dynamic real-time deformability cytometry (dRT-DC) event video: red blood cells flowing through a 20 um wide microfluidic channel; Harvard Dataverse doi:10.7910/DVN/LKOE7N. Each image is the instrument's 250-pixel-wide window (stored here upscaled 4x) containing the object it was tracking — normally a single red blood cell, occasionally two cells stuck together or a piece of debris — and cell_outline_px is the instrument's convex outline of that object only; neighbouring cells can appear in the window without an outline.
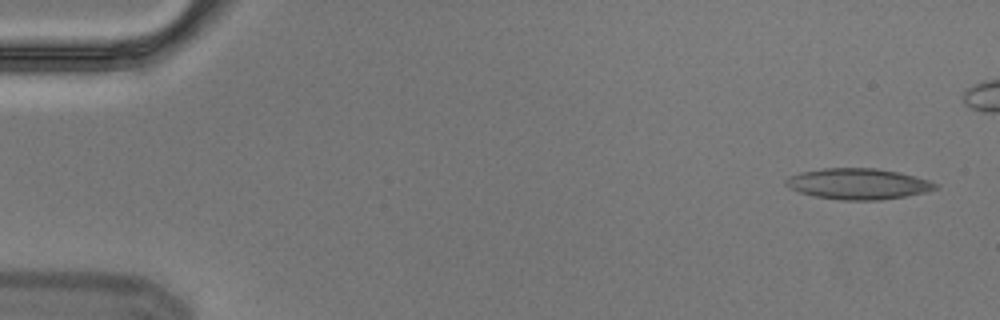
{"species": "Egyptian fruit bat (a non-hibernating species)", "species_latin": "Rousettus aegyptiacus", "temperature_condition": "cold", "stored_images_in_passage": 3, "camera_frame_rate_fps": 3000, "um_per_image_px": 0.085, "animal": {"sex": "male"}, "frame": {"image": 1, "passage_image": 1, "time_ms": 0.0, "image_size_px": [1000, 320], "cell_outline_px": [[940, 184], [936, 188], [924, 192], [904, 196], [880, 200], [840, 200], [812, 196], [788, 188], [784, 184], [784, 180], [788, 176], [800, 172], [824, 168], [876, 168], [900, 172], [928, 180]], "centroid_in_image_um": [72.89, 15.62], "position_along_channel_um": 12.1, "area_um2": 27.05}}